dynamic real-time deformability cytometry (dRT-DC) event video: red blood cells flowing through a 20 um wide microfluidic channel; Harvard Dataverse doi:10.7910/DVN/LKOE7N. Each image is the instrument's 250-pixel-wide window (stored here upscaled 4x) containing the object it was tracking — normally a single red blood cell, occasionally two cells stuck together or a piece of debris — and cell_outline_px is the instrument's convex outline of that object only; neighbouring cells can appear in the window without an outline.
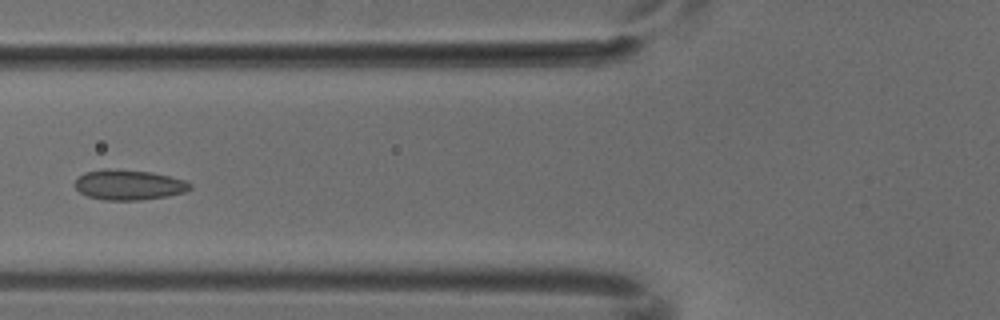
{"species": "common noctule bat (a hibernating species)", "species_latin": "Nyctalus noctula", "temperature_condition": "cold", "stored_images_in_passage": 5, "camera_frame_rate_fps": 3000, "um_per_image_px": 0.085, "animal": {"sex": "male", "body_mass_g": 18.8}, "frame": {"image": 1, "passage_image": 4, "time_ms": 1.0, "image_size_px": [1000, 320], "cell_outline_px": [[192, 188], [184, 192], [168, 196], [140, 200], [104, 200], [88, 196], [80, 192], [76, 188], [76, 180], [84, 172], [104, 168], [108, 168], [152, 172], [184, 180], [192, 184]], "centroid_in_image_um": [10.95, 15.71], "position_along_channel_um": 114.8, "area_um2": 20.23}}
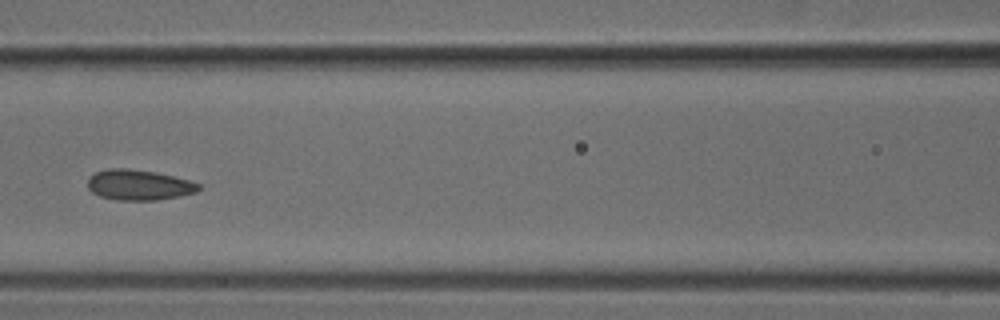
{"frame": {"image": 2, "passage_image": 5, "time_ms": 1.333, "image_size_px": [1000, 320], "cell_outline_px": [[200, 188], [196, 192], [156, 200], [116, 200], [100, 196], [92, 192], [88, 188], [88, 176], [96, 172], [108, 168], [128, 168], [156, 172], [188, 180], [200, 184]], "centroid_in_image_um": [11.75, 15.71], "position_along_channel_um": 154.8, "area_um2": 19.59}}